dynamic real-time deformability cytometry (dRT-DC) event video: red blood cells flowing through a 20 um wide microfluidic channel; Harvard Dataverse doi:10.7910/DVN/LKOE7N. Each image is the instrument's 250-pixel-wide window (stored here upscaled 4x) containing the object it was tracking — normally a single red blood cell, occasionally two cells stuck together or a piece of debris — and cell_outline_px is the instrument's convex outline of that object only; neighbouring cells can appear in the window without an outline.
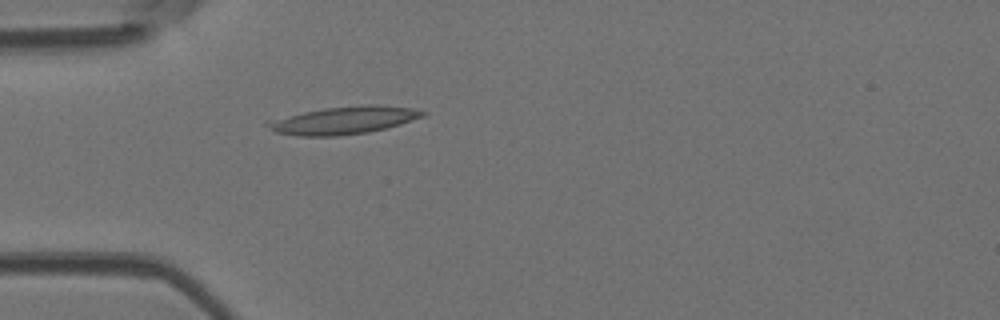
{"species": "Egyptian fruit bat (a non-hibernating species)", "species_latin": "Rousettus aegyptiacus", "temperature_condition": "room temperature", "stored_images_in_passage": 4, "camera_frame_rate_fps": 3000, "um_per_image_px": 0.085, "animal": {"sex": "female"}, "frame": {"image": 1, "passage_image": 4, "time_ms": 4.333, "image_size_px": [1000, 320], "cell_outline_px": [[428, 112], [424, 116], [400, 124], [368, 132], [336, 136], [296, 136], [276, 132], [264, 124], [264, 120], [324, 108], [368, 104], [380, 104], [412, 108]], "centroid_in_image_um": [29.18, 10.22], "position_along_channel_um": 55.8, "area_um2": 25.09}}